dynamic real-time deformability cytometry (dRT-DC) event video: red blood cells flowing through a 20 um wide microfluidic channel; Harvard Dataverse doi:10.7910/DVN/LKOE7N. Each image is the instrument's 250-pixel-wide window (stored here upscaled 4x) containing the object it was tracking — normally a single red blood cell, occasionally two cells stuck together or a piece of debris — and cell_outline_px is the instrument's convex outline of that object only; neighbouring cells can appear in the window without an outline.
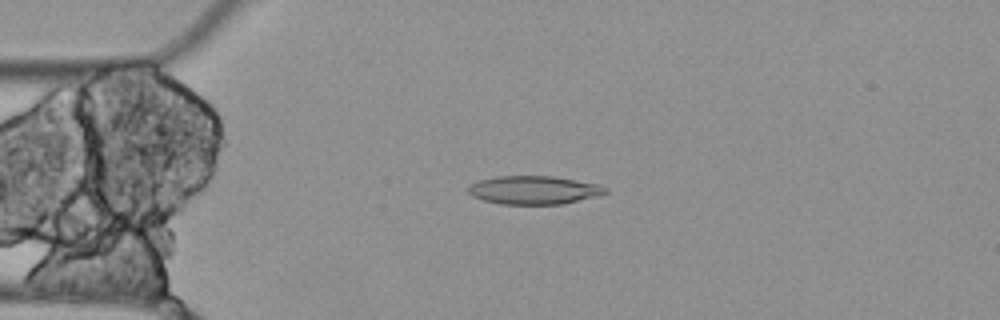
{"species": "Egyptian fruit bat (a non-hibernating species)", "species_latin": "Rousettus aegyptiacus", "temperature_condition": "cold", "stored_images_in_passage": 5, "camera_frame_rate_fps": 3000, "um_per_image_px": 0.085, "animal": {"sex": "female"}, "frame": {"image": 1, "passage_image": 4, "time_ms": 1.0, "image_size_px": [1000, 320], "cell_outline_px": [[608, 192], [600, 196], [560, 204], [500, 204], [484, 200], [472, 196], [468, 192], [468, 184], [480, 180], [496, 176], [552, 176], [600, 184], [608, 188]], "centroid_in_image_um": [45.4, 16.15], "position_along_channel_um": 39.6, "area_um2": 22.83}}